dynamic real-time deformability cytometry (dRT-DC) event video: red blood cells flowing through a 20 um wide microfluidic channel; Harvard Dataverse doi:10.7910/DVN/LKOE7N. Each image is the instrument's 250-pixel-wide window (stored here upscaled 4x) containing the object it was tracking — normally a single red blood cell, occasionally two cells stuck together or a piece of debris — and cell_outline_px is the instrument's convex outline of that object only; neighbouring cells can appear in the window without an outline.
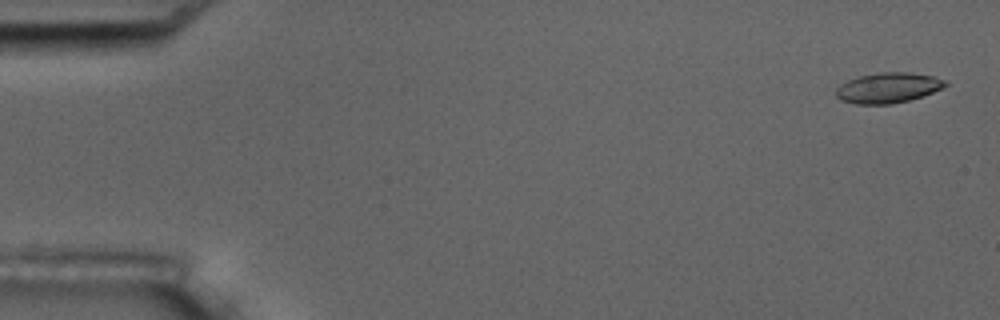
{"species": "common noctule bat (a hibernating species)", "species_latin": "Nyctalus noctula", "temperature_condition": "room temperature", "stored_images_in_passage": 5, "camera_frame_rate_fps": 3000, "um_per_image_px": 0.085, "animal": {"sex": "male", "body_mass_g": 17.5, "forearm_length_mm": 52.3}, "frame": {"image": 1, "passage_image": 1, "time_ms": 0.0, "image_size_px": [1000, 320], "cell_outline_px": [[948, 84], [944, 88], [924, 96], [892, 104], [856, 104], [840, 100], [836, 96], [836, 88], [840, 84], [848, 80], [860, 76], [880, 72], [908, 72], [932, 76], [948, 80]], "centroid_in_image_um": [75.51, 7.46], "position_along_channel_um": 9.5, "area_um2": 19.48}}